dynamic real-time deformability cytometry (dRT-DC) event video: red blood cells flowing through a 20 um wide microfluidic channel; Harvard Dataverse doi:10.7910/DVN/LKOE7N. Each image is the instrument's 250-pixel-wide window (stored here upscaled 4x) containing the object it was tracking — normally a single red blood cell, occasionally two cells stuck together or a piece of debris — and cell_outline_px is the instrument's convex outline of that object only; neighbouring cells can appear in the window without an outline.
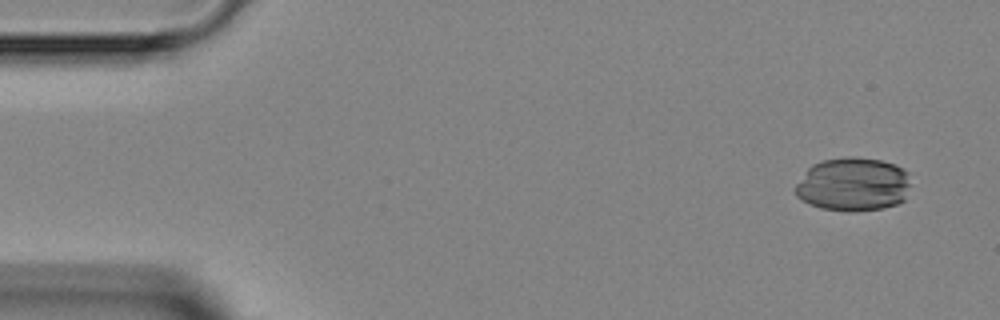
{"species": "Egyptian fruit bat (a non-hibernating species)", "species_latin": "Rousettus aegyptiacus", "temperature_condition": "room temperature", "stored_images_in_passage": 5, "camera_frame_rate_fps": 3000, "um_per_image_px": 0.085, "animal": {"sex": "female"}, "frame": {"image": 1, "passage_image": 1, "time_ms": 0.0, "image_size_px": [1000, 320], "cell_outline_px": [[908, 184], [904, 200], [896, 204], [884, 208], [856, 212], [848, 212], [820, 208], [808, 204], [800, 200], [796, 196], [796, 184], [808, 168], [812, 164], [824, 160], [844, 156], [856, 156], [880, 160], [896, 164], [908, 172]], "centroid_in_image_um": [72.49, 15.67], "position_along_channel_um": 12.5, "area_um2": 36.41}}